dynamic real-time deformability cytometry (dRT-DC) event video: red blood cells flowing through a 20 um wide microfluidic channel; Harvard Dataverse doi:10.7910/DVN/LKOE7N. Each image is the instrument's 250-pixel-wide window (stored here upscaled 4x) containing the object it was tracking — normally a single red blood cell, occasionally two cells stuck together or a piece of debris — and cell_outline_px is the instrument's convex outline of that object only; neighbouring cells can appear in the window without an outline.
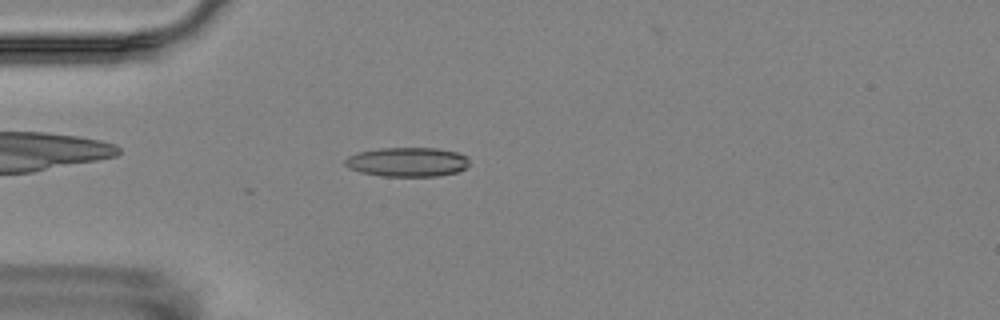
{"species": "Egyptian fruit bat (a non-hibernating species)", "species_latin": "Rousettus aegyptiacus", "temperature_condition": "room temperature", "stored_images_in_passage": 4, "camera_frame_rate_fps": 3000, "um_per_image_px": 0.085, "animal": {"sex": "female"}, "frame": {"image": 1, "passage_image": 4, "time_ms": 3.333, "image_size_px": [1000, 320], "cell_outline_px": [[468, 168], [456, 172], [436, 176], [380, 176], [360, 172], [348, 168], [344, 164], [344, 160], [348, 156], [356, 152], [380, 148], [436, 148], [456, 152], [468, 156]], "centroid_in_image_um": [34.6, 13.77], "position_along_channel_um": 50.4, "area_um2": 21.39}}